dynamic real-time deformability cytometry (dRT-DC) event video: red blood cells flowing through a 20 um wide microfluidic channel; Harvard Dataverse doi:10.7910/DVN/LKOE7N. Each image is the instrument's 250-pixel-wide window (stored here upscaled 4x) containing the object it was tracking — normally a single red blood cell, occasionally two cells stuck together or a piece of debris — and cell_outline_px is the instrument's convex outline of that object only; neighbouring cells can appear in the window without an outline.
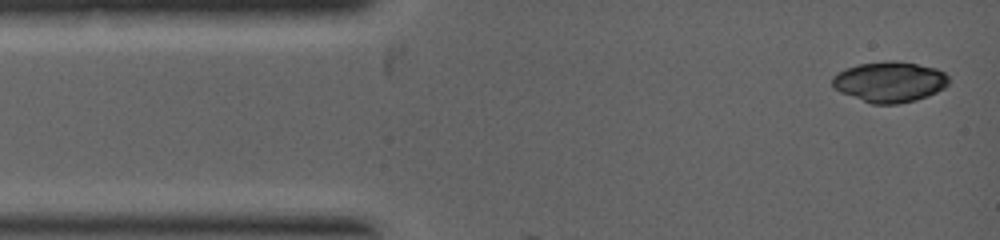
{"species": "common noctule bat (a hibernating species)", "species_latin": "Nyctalus noctula", "temperature_condition": "warm", "stored_images_in_passage": 2, "camera_frame_rate_fps": 5000, "um_per_image_px": 0.085, "animal": {"sex": "female", "body_mass_g": 19.0, "forearm_length_mm": 53.3}, "frame": {"image": 1, "passage_image": 1, "time_ms": 0.0, "image_size_px": [1000, 240], "cell_outline_px": [[948, 84], [944, 88], [928, 96], [916, 100], [896, 104], [872, 104], [840, 92], [832, 88], [832, 76], [844, 68], [860, 64], [888, 60], [896, 60], [936, 68], [944, 72], [948, 76]], "centroid_in_image_um": [75.6, 6.95], "position_along_channel_um": 9.4, "area_um2": 27.69}}